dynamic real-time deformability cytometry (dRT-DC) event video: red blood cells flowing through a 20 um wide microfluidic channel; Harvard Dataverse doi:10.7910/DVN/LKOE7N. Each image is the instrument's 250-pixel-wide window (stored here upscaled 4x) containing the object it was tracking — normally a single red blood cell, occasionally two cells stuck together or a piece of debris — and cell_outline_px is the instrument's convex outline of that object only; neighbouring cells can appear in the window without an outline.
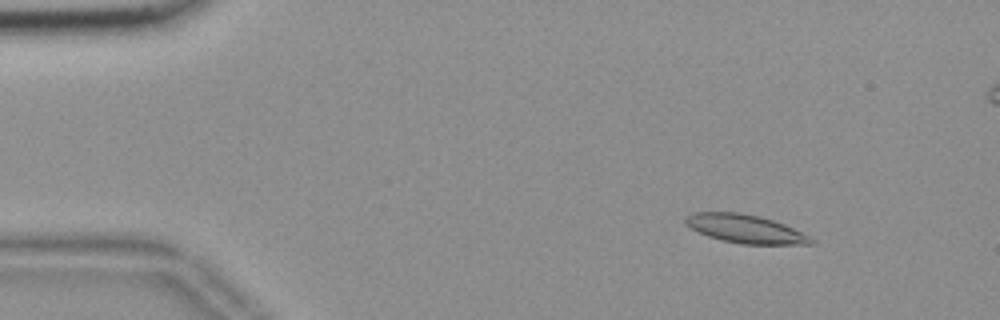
{"species": "common noctule bat (a hibernating species)", "species_latin": "Nyctalus noctula", "temperature_condition": "room temperature", "stored_images_in_passage": 12, "camera_frame_rate_fps": 3000, "um_per_image_px": 0.085, "animal": {"sex": "female", "body_mass_g": 18.4}, "frame": {"image": 1, "passage_image": 3, "time_ms": 0.667, "image_size_px": [1000, 320], "cell_outline_px": [[816, 244], [740, 244], [720, 240], [708, 236], [684, 224], [684, 216], [692, 212], [740, 212], [772, 220], [784, 224], [816, 240]], "centroid_in_image_um": [63.31, 19.45], "position_along_channel_um": 21.7, "area_um2": 20.75}}